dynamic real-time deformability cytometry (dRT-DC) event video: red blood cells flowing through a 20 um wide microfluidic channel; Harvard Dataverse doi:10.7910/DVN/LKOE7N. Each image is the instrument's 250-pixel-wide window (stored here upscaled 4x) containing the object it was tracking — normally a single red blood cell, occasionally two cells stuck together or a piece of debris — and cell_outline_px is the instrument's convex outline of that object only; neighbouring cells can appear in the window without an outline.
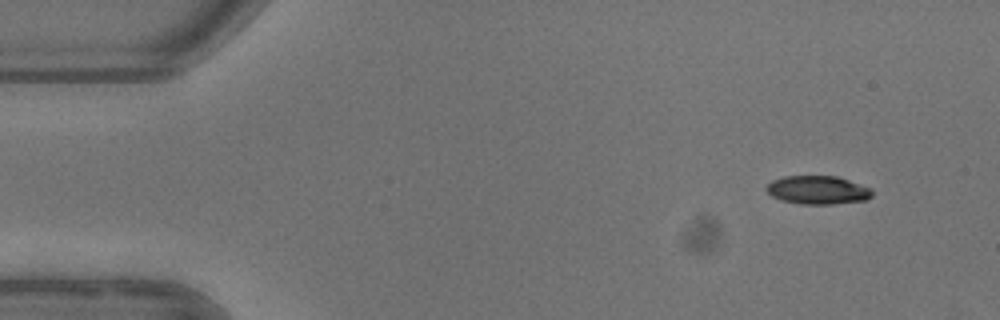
{"species": "common noctule bat (a hibernating species)", "species_latin": "Nyctalus noctula", "temperature_condition": "warm", "stored_images_in_passage": 5, "segment_of_instrument_passage": [1, 2], "camera_frame_rate_fps": 3000, "um_per_image_px": 0.085, "animal": {"sex": "female"}, "frame": {"image": 1, "passage_image": 1, "time_ms": 0.0, "image_size_px": [1000, 320], "cell_outline_px": [[872, 196], [868, 200], [832, 204], [800, 204], [780, 200], [772, 196], [764, 188], [772, 180], [784, 176], [836, 176], [872, 188]], "centroid_in_image_um": [69.51, 16.15], "position_along_channel_um": 15.5, "area_um2": 17.63}}